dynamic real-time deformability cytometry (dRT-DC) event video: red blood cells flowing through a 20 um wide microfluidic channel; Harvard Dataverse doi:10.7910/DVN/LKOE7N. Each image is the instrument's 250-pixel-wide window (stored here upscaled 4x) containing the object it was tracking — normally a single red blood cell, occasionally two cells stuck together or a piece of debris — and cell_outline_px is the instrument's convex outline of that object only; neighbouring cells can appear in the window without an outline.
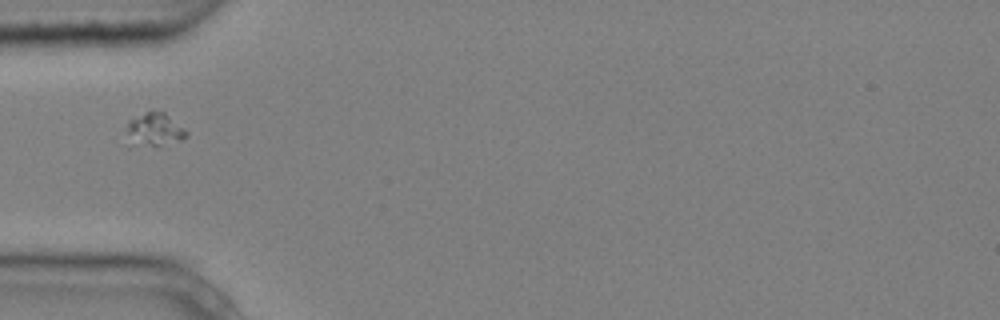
{"species": "common noctule bat (a hibernating species)", "species_latin": "Nyctalus noctula", "temperature_condition": "cold", "stored_images_in_passage": 5, "camera_frame_rate_fps": 3000, "um_per_image_px": 0.085, "animal": {"sex": "male", "body_mass_g": 20.4}, "frame": {"image": 1, "passage_image": 1, "time_ms": 0.0, "image_size_px": [1000, 320], "cell_outline_px": [[188, 136], [180, 140], [160, 144], [152, 144], [128, 132], [128, 120], [144, 112], [164, 112], [184, 128], [188, 132]], "centroid_in_image_um": [13.29, 10.89], "position_along_channel_um": 71.7, "area_um2": 10.06}}